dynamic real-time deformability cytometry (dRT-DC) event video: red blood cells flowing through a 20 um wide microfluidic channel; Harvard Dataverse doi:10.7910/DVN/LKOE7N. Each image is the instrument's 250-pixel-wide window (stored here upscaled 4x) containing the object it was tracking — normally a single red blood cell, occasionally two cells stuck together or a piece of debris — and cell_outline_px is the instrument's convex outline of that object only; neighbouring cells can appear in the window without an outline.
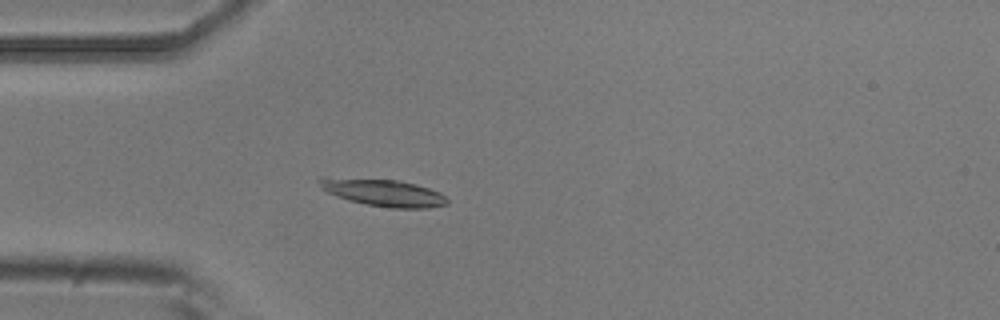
{"species": "common noctule bat (a hibernating species)", "species_latin": "Nyctalus noctula", "temperature_condition": "room temperature", "stored_images_in_passage": 41, "camera_frame_rate_fps": 3000, "um_per_image_px": 0.085, "animal": {"sex": "male", "body_mass_g": 20.5, "forearm_length_mm": 52.5}, "frame": {"image": 1, "passage_image": 2, "time_ms": 0.333, "image_size_px": [1000, 320], "cell_outline_px": [[448, 204], [428, 208], [392, 208], [368, 204], [348, 200], [336, 196], [328, 192], [316, 180], [320, 176], [328, 176], [396, 180], [416, 184], [440, 192], [448, 200]], "centroid_in_image_um": [32.54, 16.35], "position_along_channel_um": 52.5, "area_um2": 20.29}}
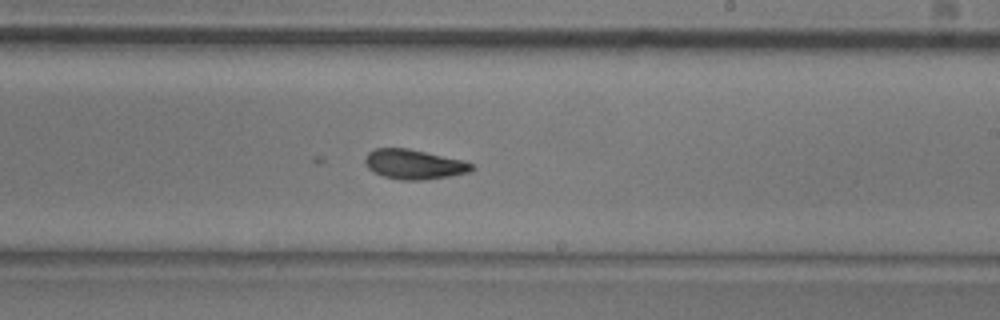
{"frame": {"image": 2, "passage_image": 19, "time_ms": 6.0, "image_size_px": [1000, 320], "cell_outline_px": [[476, 168], [472, 172], [424, 180], [400, 180], [384, 176], [368, 168], [364, 164], [364, 160], [368, 152], [376, 148], [408, 148], [460, 160], [472, 164]], "centroid_in_image_um": [35.18, 13.97], "position_along_channel_um": 253.8, "area_um2": 18.32}}
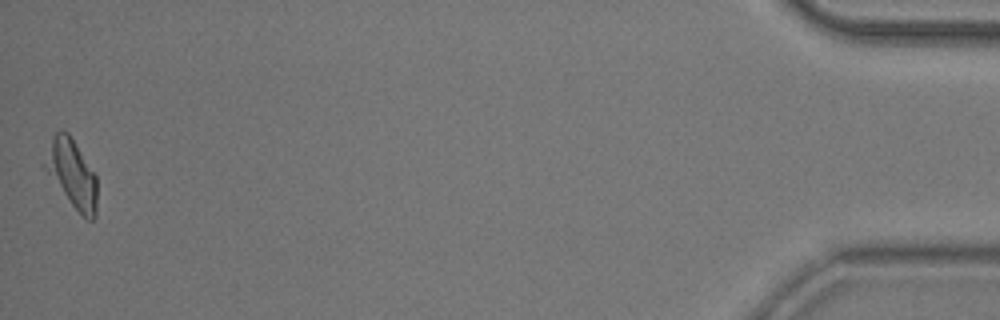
{"frame": {"image": 3, "passage_image": 41, "time_ms": 13.333, "image_size_px": [1000, 320], "cell_outline_px": [[96, 216], [92, 220], [88, 220], [72, 204], [40, 164], [52, 136], [56, 132], [68, 132], [96, 176]], "centroid_in_image_um": [6.07, 14.73], "position_along_channel_um": 429.1, "area_um2": 20.23}, "authors_computed_cell_mechanics": {"area_um2": 18.5538, "velocity_mm_per_s": 3.6795, "shape_relaxation_time_tau1_ms": null, "shape_relaxation_time_tau2_ms": 3.9983, "deformation_change_tau1": null, "deformation_change_tau2": 0.0992}}